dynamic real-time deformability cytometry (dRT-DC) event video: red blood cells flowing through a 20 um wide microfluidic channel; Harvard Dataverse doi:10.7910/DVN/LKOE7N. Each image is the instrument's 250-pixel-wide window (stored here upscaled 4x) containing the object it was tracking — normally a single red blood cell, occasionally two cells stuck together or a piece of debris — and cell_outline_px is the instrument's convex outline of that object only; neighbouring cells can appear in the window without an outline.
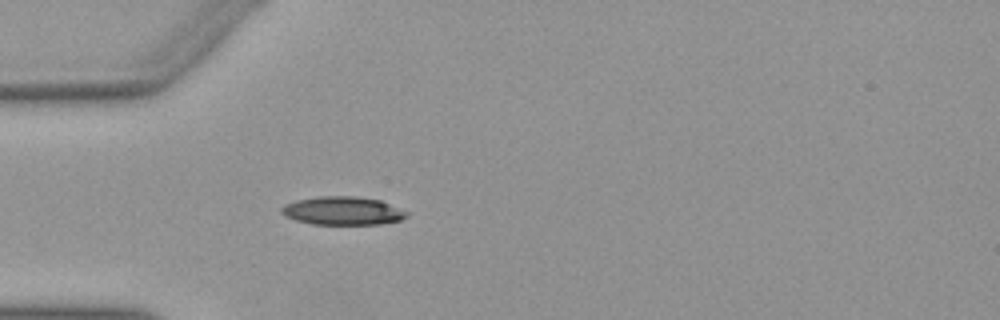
{"species": "Egyptian fruit bat (a non-hibernating species)", "species_latin": "Rousettus aegyptiacus", "temperature_condition": "warm", "stored_images_in_passage": 28, "camera_frame_rate_fps": 3000, "um_per_image_px": 0.085, "animal": {"sex": "female"}, "frame": {"image": 1, "passage_image": 1, "time_ms": 0.0, "image_size_px": [1000, 320], "cell_outline_px": [[408, 216], [400, 220], [380, 224], [312, 224], [296, 220], [280, 212], [280, 208], [284, 204], [296, 200], [316, 196], [356, 196], [380, 200], [408, 212]], "centroid_in_image_um": [29.11, 17.91], "position_along_channel_um": 55.9, "area_um2": 20.63}}
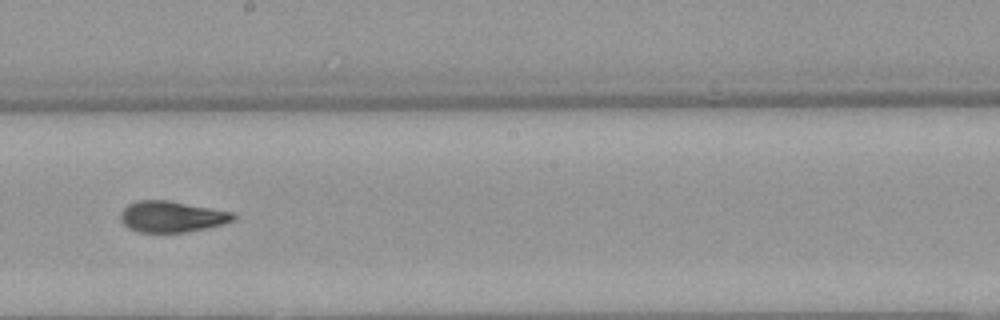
{"frame": {"image": 2, "passage_image": 15, "time_ms": 4.667, "image_size_px": [1000, 320], "cell_outline_px": [[236, 216], [232, 220], [224, 224], [208, 228], [184, 232], [136, 232], [128, 228], [120, 220], [120, 212], [128, 204], [140, 200], [168, 200], [212, 208], [232, 212]], "centroid_in_image_um": [14.57, 18.42], "position_along_channel_um": 233.6, "area_um2": 20.46}}
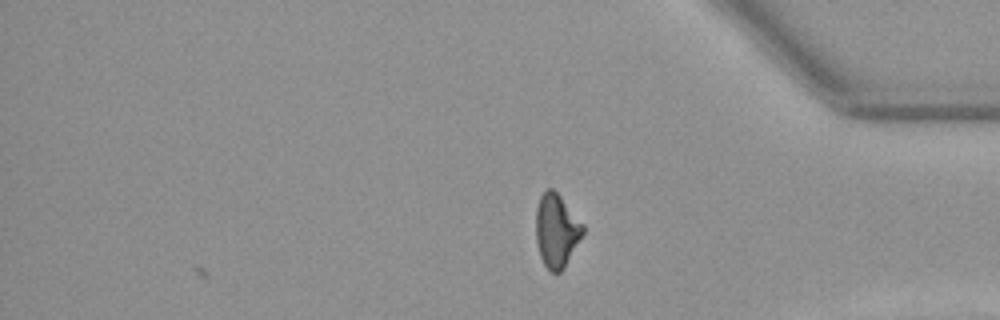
{"frame": {"image": 3, "passage_image": 28, "time_ms": 9.0, "image_size_px": [1000, 320], "cell_outline_px": [[584, 232], [564, 268], [560, 272], [552, 272], [544, 264], [540, 256], [536, 240], [536, 208], [540, 196], [548, 188], [552, 188], [560, 196], [584, 224]], "centroid_in_image_um": [47.3, 19.59], "position_along_channel_um": 387.9, "area_um2": 19.94}, "authors_computed_cell_mechanics": {"area_um2": 20.6346, "velocity_mm_per_s": 3.9579, "shape_relaxation_time_tau1_ms": 10.2849, "shape_relaxation_time_tau2_ms": 2.9728, "deformation_change_tau1": 0.2607, "deformation_change_tau2": 0.1041}}